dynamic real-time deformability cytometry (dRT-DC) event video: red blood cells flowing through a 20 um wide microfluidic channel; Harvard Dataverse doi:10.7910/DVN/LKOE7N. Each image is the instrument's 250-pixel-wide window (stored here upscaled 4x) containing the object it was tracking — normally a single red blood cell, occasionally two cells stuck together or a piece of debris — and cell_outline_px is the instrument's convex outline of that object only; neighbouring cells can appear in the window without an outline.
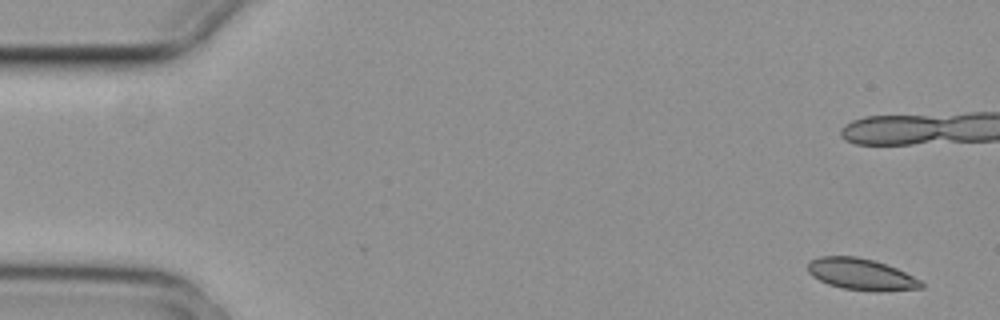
{"species": "common noctule bat (a hibernating species)", "species_latin": "Nyctalus noctula", "temperature_condition": "cold", "stored_images_in_passage": 2, "camera_frame_rate_fps": 3000, "um_per_image_px": 0.085, "animal": {"sex": "female", "body_mass_g": 29.2, "forearm_length_mm": 56.3}, "frame": {"image": 1, "passage_image": 1, "time_ms": 0.0, "image_size_px": [1000, 320], "cell_outline_px": [[924, 288], [880, 292], [876, 292], [840, 288], [828, 284], [812, 276], [808, 272], [808, 264], [812, 260], [820, 256], [856, 256], [872, 260], [896, 268], [920, 280], [924, 284]], "centroid_in_image_um": [73.21, 23.33], "position_along_channel_um": 11.8, "area_um2": 20.81}}